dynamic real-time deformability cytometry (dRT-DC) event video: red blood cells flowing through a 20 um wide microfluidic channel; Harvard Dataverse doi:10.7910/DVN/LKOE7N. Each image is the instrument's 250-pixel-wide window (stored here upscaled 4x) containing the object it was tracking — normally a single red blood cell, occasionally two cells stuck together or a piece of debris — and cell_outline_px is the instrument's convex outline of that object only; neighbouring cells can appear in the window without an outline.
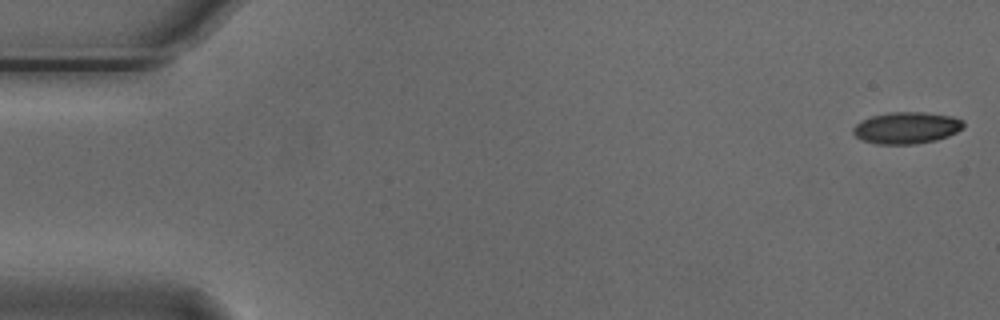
{"species": "Egyptian fruit bat (a non-hibernating species)", "species_latin": "Rousettus aegyptiacus", "temperature_condition": "cold", "stored_images_in_passage": 55, "camera_frame_rate_fps": 3000, "um_per_image_px": 0.085, "animal": {"sex": "male"}, "frame": {"image": 1, "passage_image": 1, "time_ms": 0.0, "image_size_px": [1000, 320], "cell_outline_px": [[964, 128], [948, 136], [936, 140], [916, 144], [876, 144], [864, 140], [856, 136], [852, 132], [852, 128], [860, 120], [872, 116], [892, 112], [924, 112], [952, 116], [964, 120]], "centroid_in_image_um": [77.07, 10.86], "position_along_channel_um": 7.9, "area_um2": 20.46}}
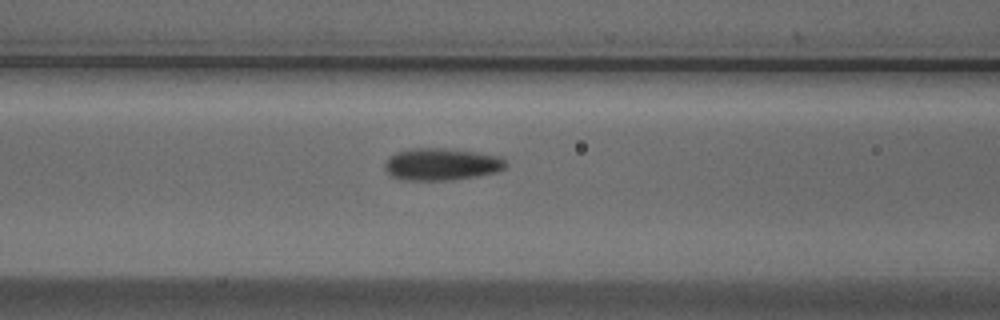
{"frame": {"image": 2, "passage_image": 22, "time_ms": 7.0, "image_size_px": [1000, 320], "cell_outline_px": [[508, 164], [504, 168], [496, 172], [476, 176], [452, 180], [400, 180], [392, 176], [384, 168], [384, 164], [388, 156], [396, 152], [412, 148], [444, 148], [476, 152], [500, 156]], "centroid_in_image_um": [37.5, 13.96], "position_along_channel_um": 129.1, "area_um2": 22.77}}
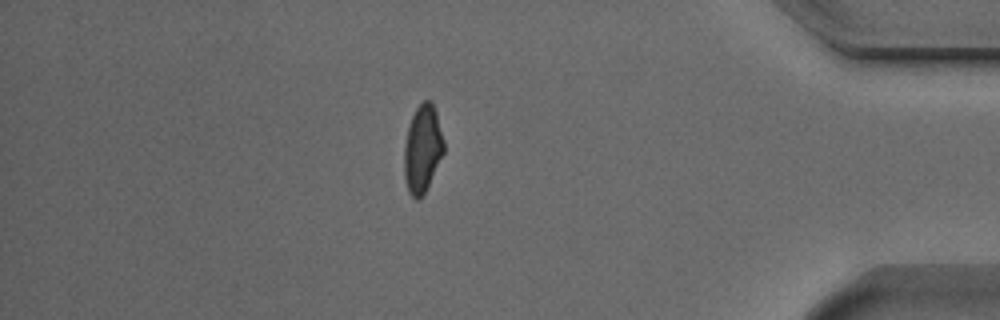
{"frame": {"image": 3, "passage_image": 47, "time_ms": 15.333, "image_size_px": [1000, 320], "cell_outline_px": [[444, 152], [424, 192], [416, 200], [408, 192], [404, 176], [404, 144], [408, 128], [412, 116], [416, 108], [424, 100], [432, 100], [436, 112], [444, 140]], "centroid_in_image_um": [35.9, 12.62], "position_along_channel_um": 399.3, "area_um2": 20.0}, "authors_computed_cell_mechanics": {"area_um2": 20.9236, "velocity_mm_per_s": 3.7212, "shape_relaxation_time_tau1_ms": 2.9297, "shape_relaxation_time_tau2_ms": 3.2051, "deformation_change_tau1": 0.1208, "deformation_change_tau2": 0.0818}}